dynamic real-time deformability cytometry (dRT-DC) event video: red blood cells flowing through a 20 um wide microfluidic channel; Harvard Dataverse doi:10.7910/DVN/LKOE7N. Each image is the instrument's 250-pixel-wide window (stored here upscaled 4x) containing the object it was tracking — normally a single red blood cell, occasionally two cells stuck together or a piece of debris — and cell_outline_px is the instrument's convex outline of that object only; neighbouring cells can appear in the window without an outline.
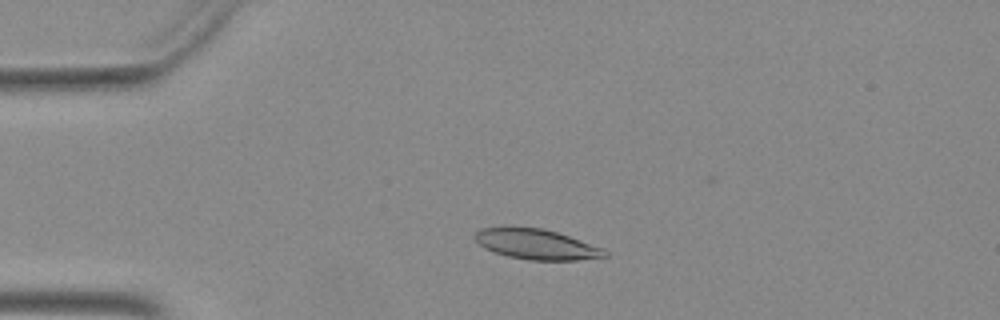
{"species": "Egyptian fruit bat (a non-hibernating species)", "species_latin": "Rousettus aegyptiacus", "temperature_condition": "warm", "stored_images_in_passage": 47, "camera_frame_rate_fps": 3000, "um_per_image_px": 0.085, "animal": {"sex": "female"}, "frame": {"image": 1, "passage_image": 8, "time_ms": 2.333, "image_size_px": [1000, 320], "cell_outline_px": [[608, 256], [576, 260], [528, 260], [508, 256], [484, 248], [472, 236], [480, 228], [512, 224], [540, 228], [556, 232], [604, 248], [608, 252]], "centroid_in_image_um": [45.53, 20.72], "position_along_channel_um": 39.5, "area_um2": 23.35}}
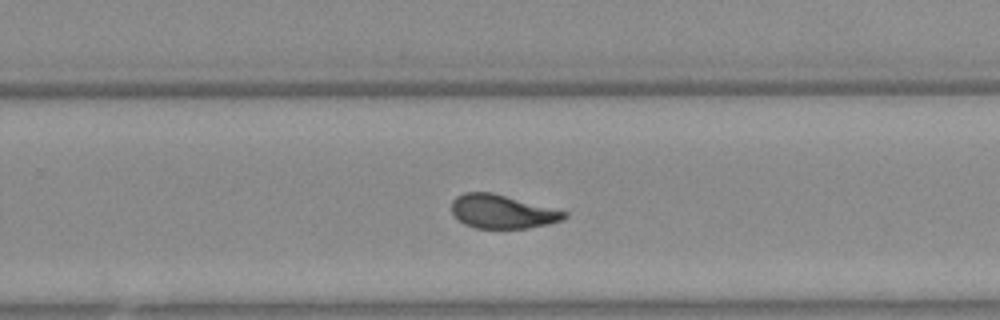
{"frame": {"image": 2, "passage_image": 29, "time_ms": 9.333, "image_size_px": [1000, 320], "cell_outline_px": [[568, 216], [564, 220], [548, 224], [528, 228], [476, 228], [464, 224], [452, 212], [452, 200], [456, 196], [464, 192], [492, 192], [568, 212]], "centroid_in_image_um": [42.7, 17.98], "position_along_channel_um": 287.1, "area_um2": 22.08}}
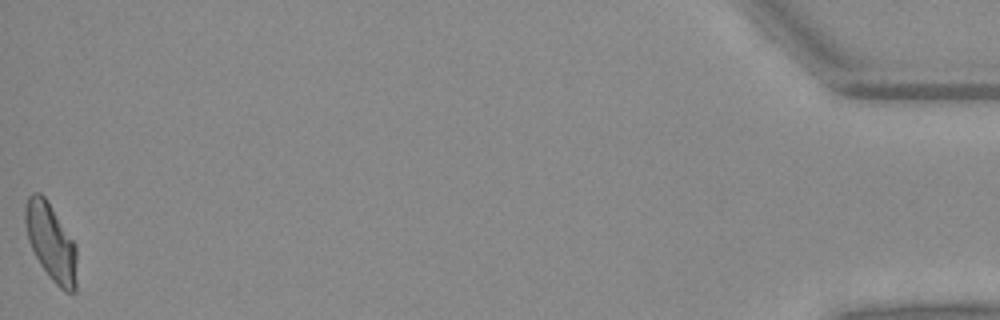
{"frame": {"image": 3, "passage_image": 47, "time_ms": 15.333, "image_size_px": [1000, 320], "cell_outline_px": [[76, 292], [64, 292], [52, 280], [40, 264], [28, 240], [24, 220], [24, 208], [28, 196], [32, 192], [40, 192], [44, 196], [76, 244]], "centroid_in_image_um": [4.32, 20.58], "position_along_channel_um": 430.9, "area_um2": 23.18}}